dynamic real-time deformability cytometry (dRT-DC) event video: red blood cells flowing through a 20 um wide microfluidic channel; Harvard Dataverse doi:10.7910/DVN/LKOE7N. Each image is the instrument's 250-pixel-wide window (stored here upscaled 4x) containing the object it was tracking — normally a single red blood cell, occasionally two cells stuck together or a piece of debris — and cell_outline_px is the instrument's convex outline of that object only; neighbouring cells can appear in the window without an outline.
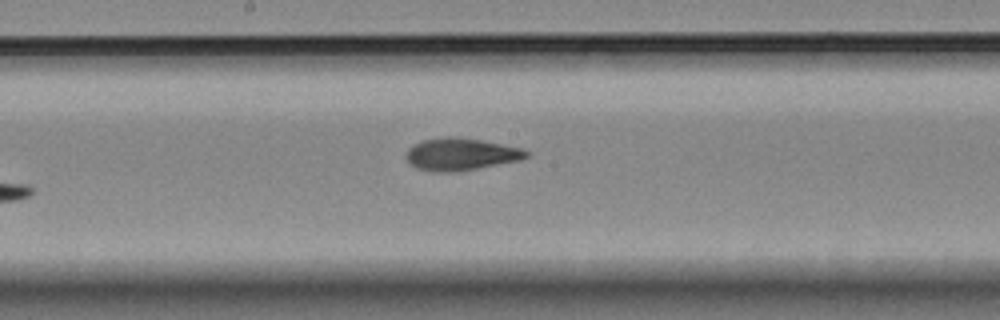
{"species": "Egyptian fruit bat (a non-hibernating species)", "species_latin": "Rousettus aegyptiacus", "temperature_condition": "room temperature", "stored_images_in_passage": 7, "camera_frame_rate_fps": 3000, "um_per_image_px": 0.085, "animal": {"sex": "female"}, "frame": {"image": 1, "passage_image": 7, "time_ms": 8.0, "image_size_px": [1000, 320], "cell_outline_px": [[532, 152], [528, 156], [520, 160], [460, 172], [432, 172], [416, 168], [408, 160], [408, 148], [424, 140], [480, 140], [524, 148]], "centroid_in_image_um": [39.28, 13.18], "position_along_channel_um": 208.9, "area_um2": 21.73}}